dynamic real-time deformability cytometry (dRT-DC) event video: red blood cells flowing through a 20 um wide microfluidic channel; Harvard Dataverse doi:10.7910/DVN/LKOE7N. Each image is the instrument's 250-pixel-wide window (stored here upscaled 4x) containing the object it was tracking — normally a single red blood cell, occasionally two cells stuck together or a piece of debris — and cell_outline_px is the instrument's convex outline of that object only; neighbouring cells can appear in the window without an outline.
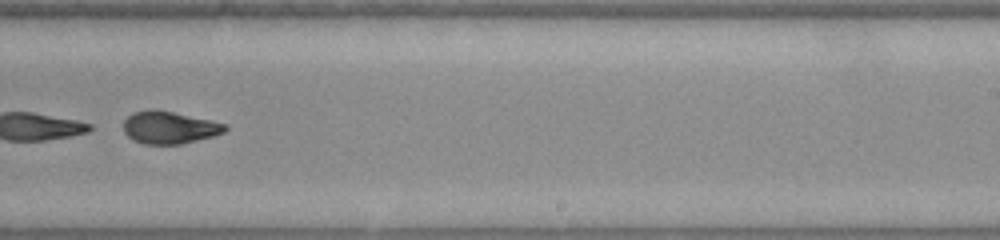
{"species": "common noctule bat (a hibernating species)", "species_latin": "Nyctalus noctula", "temperature_condition": "warm", "stored_images_in_passage": 33, "camera_frame_rate_fps": 3000, "um_per_image_px": 0.085, "animal": {"sex": "female", "body_mass_g": 22.0, "forearm_length_mm": 56.7}, "frame": {"image": 1, "passage_image": 19, "time_ms": 6.0, "image_size_px": [1000, 240], "cell_outline_px": [[228, 128], [224, 132], [212, 136], [180, 144], [144, 144], [132, 140], [124, 132], [124, 120], [132, 112], [152, 108], [172, 112], [208, 120], [224, 124]], "centroid_in_image_um": [14.33, 10.83], "position_along_channel_um": 274.7, "area_um2": 18.96}}